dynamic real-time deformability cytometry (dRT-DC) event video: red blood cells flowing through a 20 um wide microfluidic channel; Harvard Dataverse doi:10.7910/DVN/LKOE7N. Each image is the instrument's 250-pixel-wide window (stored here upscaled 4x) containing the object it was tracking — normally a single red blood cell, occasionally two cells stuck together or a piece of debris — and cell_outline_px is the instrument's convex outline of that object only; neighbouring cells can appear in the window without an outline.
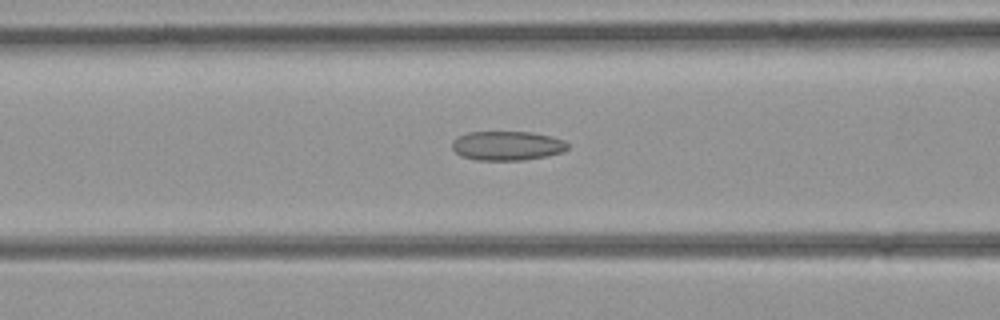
{"species": "common noctule bat (a hibernating species)", "species_latin": "Nyctalus noctula", "temperature_condition": "room temperature", "stored_images_in_passage": 34, "camera_frame_rate_fps": 3000, "um_per_image_px": 0.085, "animal": {"sex": "female", "body_mass_g": 21.9}, "frame": {"image": 1, "passage_image": 16, "time_ms": 5.0, "image_size_px": [1000, 320], "cell_outline_px": [[568, 148], [560, 152], [544, 156], [524, 160], [476, 160], [460, 156], [452, 148], [452, 140], [456, 136], [468, 132], [532, 132], [564, 140], [568, 144]], "centroid_in_image_um": [43.04, 12.38], "position_along_channel_um": 123.6, "area_um2": 19.65}}
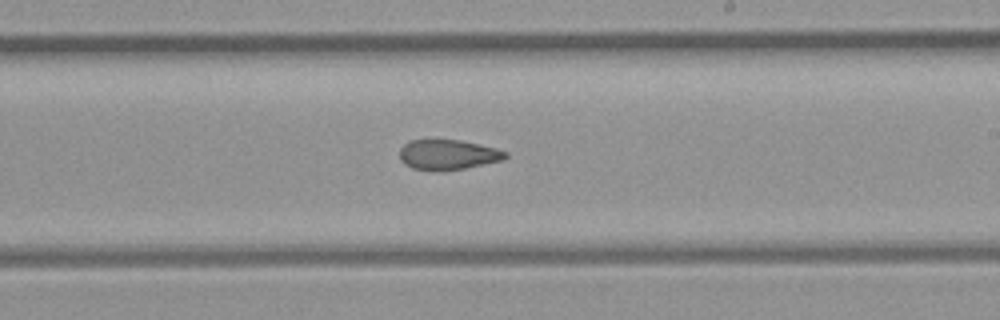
{"frame": {"image": 2, "passage_image": 24, "time_ms": 7.667, "image_size_px": [1000, 320], "cell_outline_px": [[508, 156], [504, 160], [464, 168], [440, 172], [412, 168], [404, 164], [400, 160], [400, 148], [408, 140], [460, 140], [496, 148], [508, 152]], "centroid_in_image_um": [38.06, 13.16], "position_along_channel_um": 250.9, "area_um2": 18.73}}
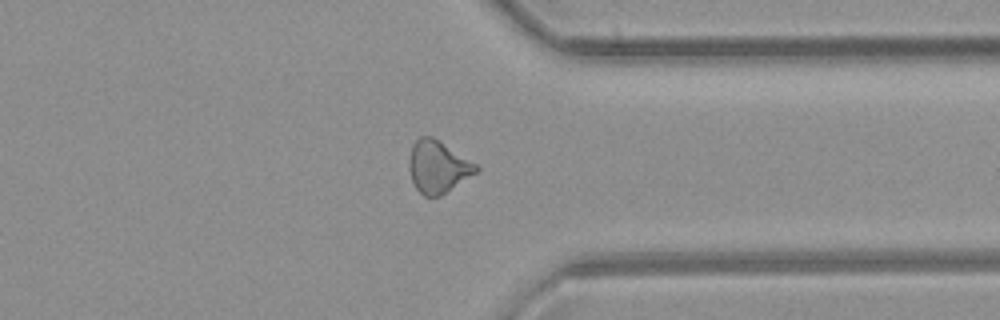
{"frame": {"image": 3, "passage_image": 32, "time_ms": 10.333, "image_size_px": [1000, 320], "cell_outline_px": [[480, 168], [476, 172], [440, 196], [424, 196], [416, 188], [412, 180], [408, 164], [408, 160], [412, 144], [420, 136], [432, 136], [440, 140], [480, 164]], "centroid_in_image_um": [37.24, 14.14], "position_along_channel_um": 374.2, "area_um2": 20.63}}